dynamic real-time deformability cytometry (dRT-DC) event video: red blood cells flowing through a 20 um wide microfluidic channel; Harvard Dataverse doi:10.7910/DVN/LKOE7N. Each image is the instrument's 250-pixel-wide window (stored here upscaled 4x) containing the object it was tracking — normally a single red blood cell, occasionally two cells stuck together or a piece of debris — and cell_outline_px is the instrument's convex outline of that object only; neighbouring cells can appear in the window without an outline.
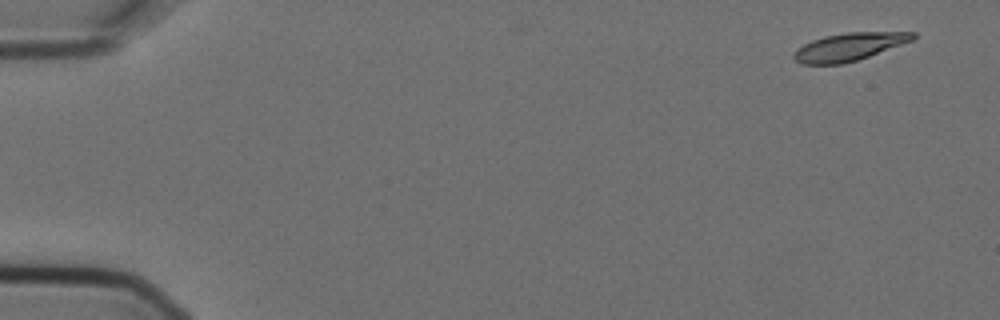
{"species": "Egyptian fruit bat (a non-hibernating species)", "species_latin": "Rousettus aegyptiacus", "temperature_condition": "cold", "stored_images_in_passage": 5, "camera_frame_rate_fps": 3000, "um_per_image_px": 0.085, "animal": {"sex": "female"}, "frame": {"image": 1, "passage_image": 1, "time_ms": 0.0, "image_size_px": [1000, 320], "cell_outline_px": [[916, 36], [912, 40], [868, 56], [856, 60], [840, 64], [800, 64], [792, 56], [796, 48], [812, 40], [824, 36], [848, 32], [916, 32]], "centroid_in_image_um": [72.12, 3.97], "position_along_channel_um": 12.9, "area_um2": 19.02}}